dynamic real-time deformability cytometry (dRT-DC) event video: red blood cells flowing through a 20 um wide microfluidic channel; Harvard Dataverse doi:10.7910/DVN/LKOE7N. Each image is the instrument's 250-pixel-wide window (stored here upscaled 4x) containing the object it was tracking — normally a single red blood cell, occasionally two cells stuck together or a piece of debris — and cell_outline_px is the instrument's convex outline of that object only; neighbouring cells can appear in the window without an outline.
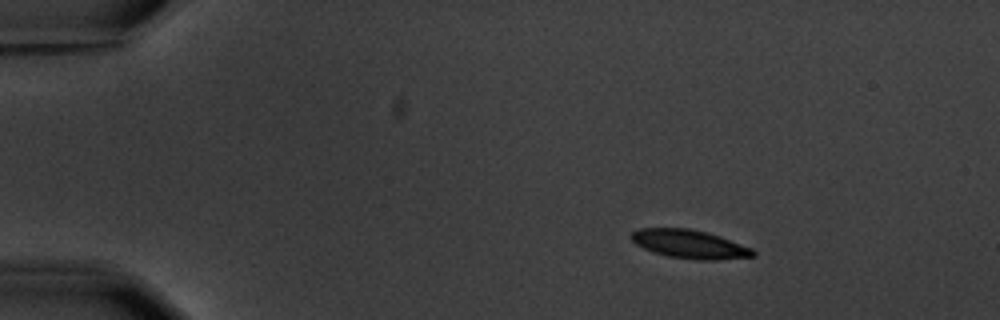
{"species": "common noctule bat (a hibernating species)", "species_latin": "Nyctalus noctula", "temperature_condition": "warm", "stored_images_in_passage": 5, "camera_frame_rate_fps": 3000, "um_per_image_px": 0.085, "animal": {"sex": "male", "body_mass_g": 20.1, "forearm_length_mm": 53.5}, "frame": {"image": 1, "passage_image": 2, "time_ms": 1.0, "image_size_px": [1000, 320], "cell_outline_px": [[756, 256], [720, 260], [696, 260], [668, 256], [652, 252], [636, 244], [628, 236], [632, 232], [640, 228], [692, 228], [708, 232], [720, 236], [752, 248], [756, 252]], "centroid_in_image_um": [58.63, 20.75], "position_along_channel_um": 26.4, "area_um2": 20.52}}
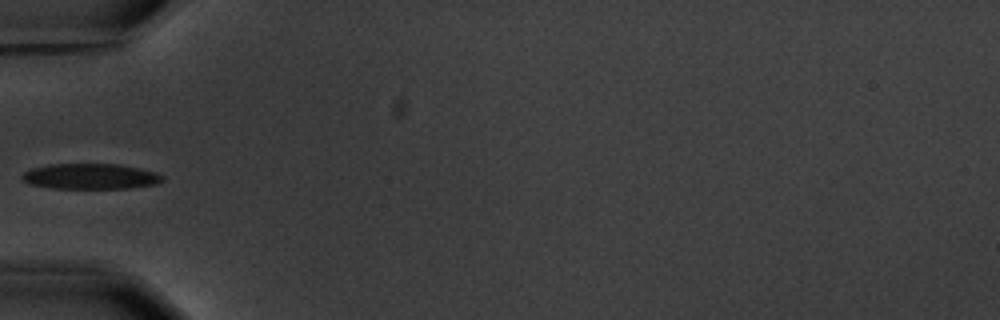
{"frame": {"image": 2, "passage_image": 5, "time_ms": 4.667, "image_size_px": [1000, 320], "cell_outline_px": [[164, 180], [156, 184], [128, 188], [52, 188], [28, 184], [20, 176], [24, 172], [32, 168], [48, 164], [120, 164], [140, 168], [156, 172], [164, 176]], "centroid_in_image_um": [7.7, 14.98], "position_along_channel_um": 77.3, "area_um2": 20.98}}